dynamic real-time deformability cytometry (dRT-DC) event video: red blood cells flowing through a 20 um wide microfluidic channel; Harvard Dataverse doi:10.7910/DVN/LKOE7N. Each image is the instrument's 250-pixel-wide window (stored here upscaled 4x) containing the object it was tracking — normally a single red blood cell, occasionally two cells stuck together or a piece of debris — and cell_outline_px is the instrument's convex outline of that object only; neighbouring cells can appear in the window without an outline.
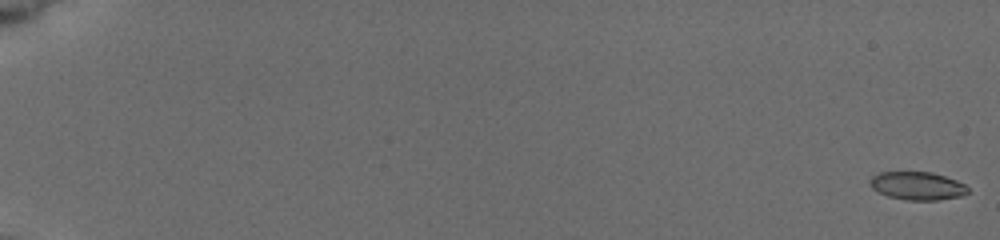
{"species": "common noctule bat (a hibernating species)", "species_latin": "Nyctalus noctula", "temperature_condition": "cold", "stored_images_in_passage": 58, "camera_frame_rate_fps": 3000, "um_per_image_px": 0.085, "animal": {"sex": "female", "body_mass_g": 19.5, "forearm_length_mm": 54.1}, "frame": {"image": 1, "passage_image": 1, "time_ms": 0.0, "image_size_px": [1000, 240], "cell_outline_px": [[968, 192], [960, 196], [936, 200], [908, 200], [888, 196], [872, 188], [868, 184], [872, 176], [880, 172], [932, 172], [956, 180], [964, 184], [968, 188]], "centroid_in_image_um": [77.96, 15.79], "position_along_channel_um": 7.0, "area_um2": 15.9}}
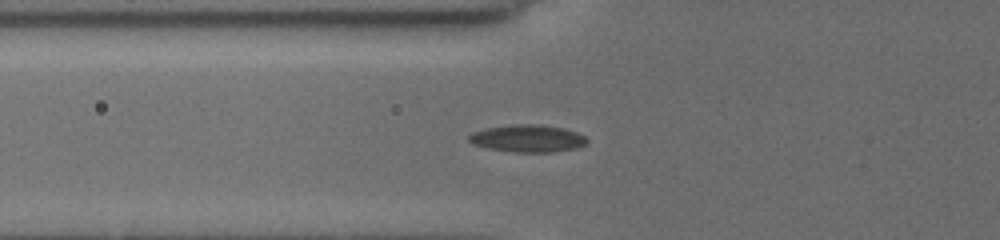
{"frame": {"image": 2, "passage_image": 52, "time_ms": 7.333, "image_size_px": [1000, 240], "cell_outline_px": [[588, 144], [576, 148], [556, 152], [512, 152], [488, 148], [472, 144], [468, 140], [468, 136], [472, 132], [484, 128], [512, 124], [540, 124], [564, 128], [576, 132], [584, 136], [588, 140]], "centroid_in_image_um": [44.85, 11.76], "position_along_channel_um": 81.0, "area_um2": 19.07}}